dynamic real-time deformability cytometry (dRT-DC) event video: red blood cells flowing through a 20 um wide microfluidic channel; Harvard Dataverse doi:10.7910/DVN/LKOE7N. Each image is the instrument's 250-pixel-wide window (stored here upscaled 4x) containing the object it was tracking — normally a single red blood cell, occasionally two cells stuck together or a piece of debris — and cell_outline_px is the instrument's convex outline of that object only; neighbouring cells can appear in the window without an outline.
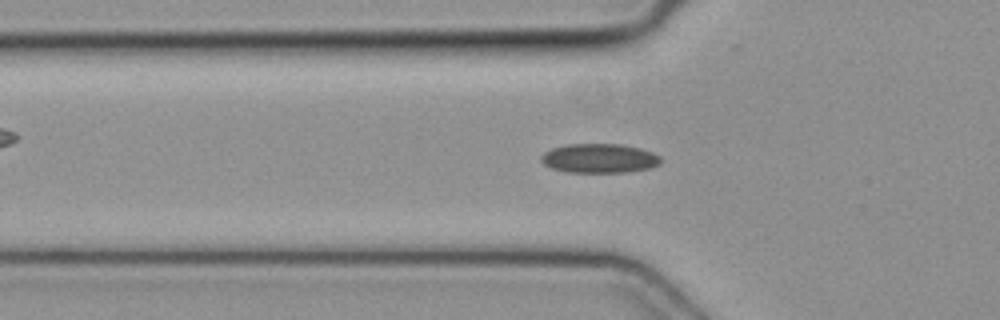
{"species": "common noctule bat (a hibernating species)", "species_latin": "Nyctalus noctula", "temperature_condition": "cold", "stored_images_in_passage": 43, "camera_frame_rate_fps": 3000, "um_per_image_px": 0.085, "animal": {"sex": "female", "body_mass_g": 19.3, "forearm_length_mm": 54.1}, "frame": {"image": 1, "passage_image": 13, "time_ms": 4.0, "image_size_px": [1000, 320], "cell_outline_px": [[660, 164], [652, 168], [628, 172], [564, 172], [552, 168], [544, 164], [540, 160], [540, 156], [544, 152], [552, 148], [568, 144], [620, 144], [640, 148], [652, 152], [660, 156]], "centroid_in_image_um": [50.94, 13.46], "position_along_channel_um": 74.9, "area_um2": 20.52}}
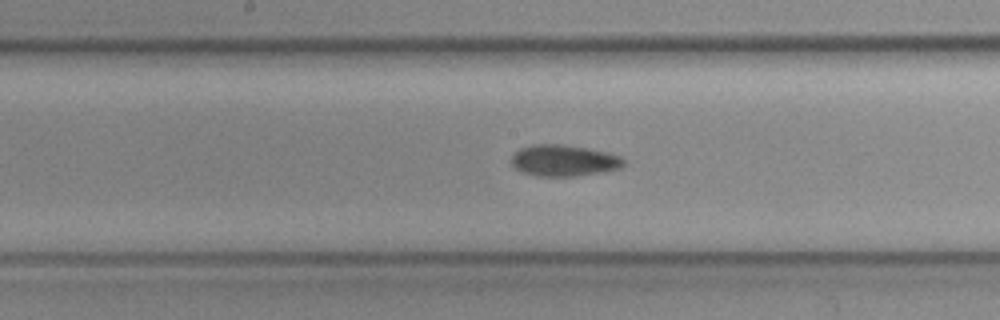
{"frame": {"image": 2, "passage_image": 22, "time_ms": 7.0, "image_size_px": [1000, 320], "cell_outline_px": [[624, 164], [620, 168], [604, 172], [576, 176], [536, 176], [512, 168], [512, 156], [520, 148], [532, 144], [560, 144], [588, 148], [608, 152], [620, 156], [624, 160]], "centroid_in_image_um": [47.93, 13.64], "position_along_channel_um": 200.3, "area_um2": 20.63}}
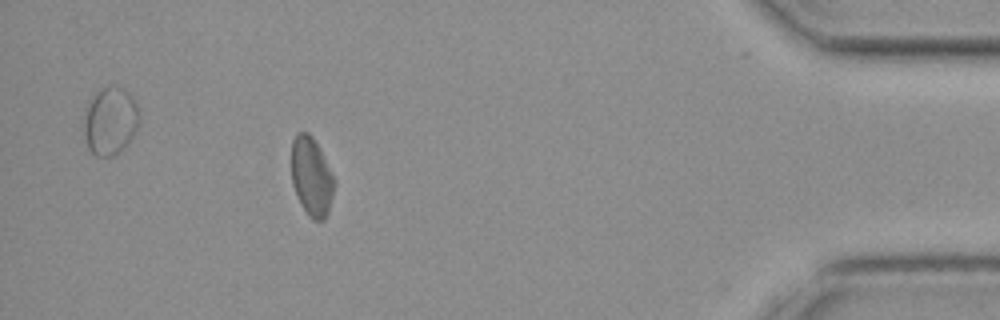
{"frame": {"image": 3, "passage_image": 41, "time_ms": 13.333, "image_size_px": [1000, 320], "cell_outline_px": [[336, 184], [328, 212], [324, 220], [312, 220], [308, 216], [292, 184], [292, 140], [296, 132], [308, 132], [312, 136], [336, 180]], "centroid_in_image_um": [26.49, 15.01], "position_along_channel_um": 408.7, "area_um2": 19.54}}